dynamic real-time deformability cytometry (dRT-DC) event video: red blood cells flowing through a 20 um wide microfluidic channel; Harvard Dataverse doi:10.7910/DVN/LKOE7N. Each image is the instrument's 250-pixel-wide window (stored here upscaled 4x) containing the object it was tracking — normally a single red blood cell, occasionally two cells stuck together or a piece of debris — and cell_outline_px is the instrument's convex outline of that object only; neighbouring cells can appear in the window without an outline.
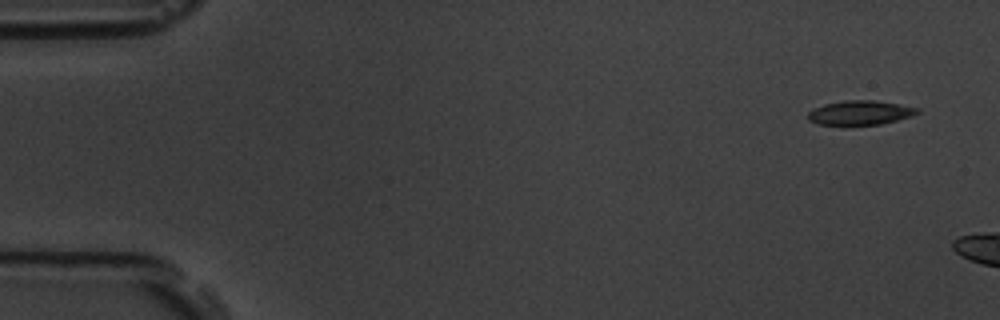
{"species": "common noctule bat (a hibernating species)", "species_latin": "Nyctalus noctula", "temperature_condition": "room temperature", "stored_images_in_passage": 3, "camera_frame_rate_fps": 3000, "um_per_image_px": 0.085, "animal": {"sex": "male", "body_mass_g": 19.5, "forearm_length_mm": 54.6}, "frame": {"image": 1, "passage_image": 1, "time_ms": 0.0, "image_size_px": [1000, 320], "cell_outline_px": [[920, 112], [912, 116], [880, 124], [820, 124], [808, 120], [808, 112], [812, 108], [824, 104], [844, 100], [872, 100], [920, 108]], "centroid_in_image_um": [73.1, 9.57], "position_along_channel_um": 11.9, "area_um2": 15.26}}